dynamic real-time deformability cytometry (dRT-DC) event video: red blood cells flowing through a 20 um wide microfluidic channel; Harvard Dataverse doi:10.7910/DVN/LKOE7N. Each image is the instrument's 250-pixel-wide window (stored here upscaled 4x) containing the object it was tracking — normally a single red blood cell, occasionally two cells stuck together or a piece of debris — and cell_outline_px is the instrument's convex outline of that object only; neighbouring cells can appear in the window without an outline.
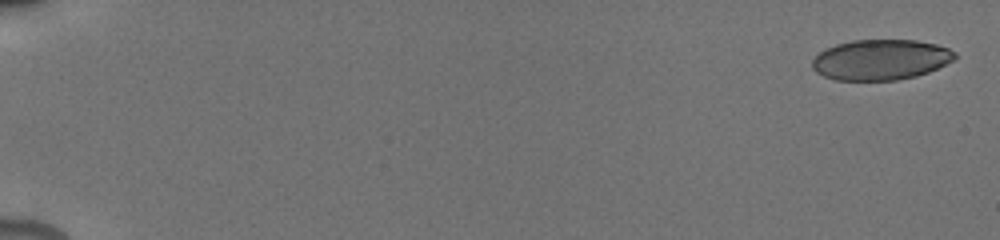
{"species": "human", "species_latin": "Homo sapiens", "temperature_condition": "cold", "stored_images_in_passage": 21, "camera_frame_rate_fps": 3000, "um_per_image_px": 0.085, "donor": {"sex": "male"}, "frame": {"image": 1, "passage_image": 1, "time_ms": 0.0, "image_size_px": [1000, 240], "cell_outline_px": [[956, 56], [952, 60], [928, 72], [916, 76], [896, 80], [836, 80], [824, 76], [816, 72], [812, 68], [812, 60], [824, 48], [836, 44], [852, 40], [916, 40], [936, 44], [948, 48], [956, 52]], "centroid_in_image_um": [74.83, 5.07], "position_along_channel_um": 10.2, "area_um2": 33.58}}
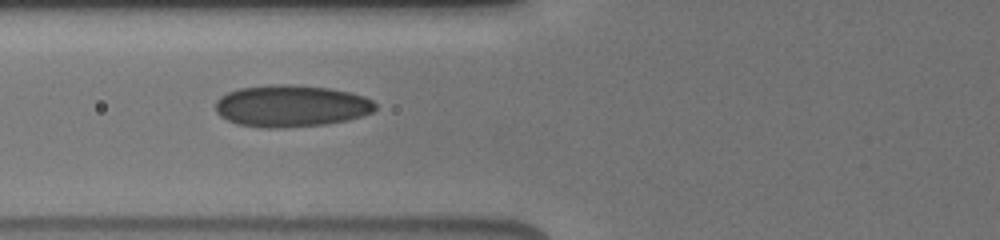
{"frame": {"image": 2, "passage_image": 17, "time_ms": 7.333, "image_size_px": [1000, 240], "cell_outline_px": [[376, 108], [372, 112], [364, 116], [348, 120], [324, 124], [280, 128], [260, 128], [236, 124], [220, 116], [216, 112], [216, 100], [220, 96], [228, 92], [240, 88], [272, 84], [292, 84], [328, 88], [348, 92], [364, 96], [372, 100], [376, 104]], "centroid_in_image_um": [24.73, 9.01], "position_along_channel_um": 101.1, "area_um2": 39.19}}
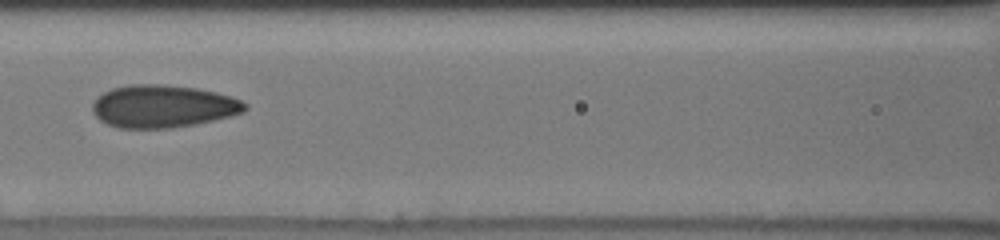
{"frame": {"image": 3, "passage_image": 20, "time_ms": 8.667, "image_size_px": [1000, 240], "cell_outline_px": [[248, 108], [244, 112], [212, 120], [192, 124], [168, 128], [116, 128], [100, 120], [92, 112], [92, 104], [96, 96], [112, 88], [128, 84], [160, 84], [196, 88], [216, 92], [232, 96], [248, 104]], "centroid_in_image_um": [13.82, 9.02], "position_along_channel_um": 152.8, "area_um2": 37.92}}